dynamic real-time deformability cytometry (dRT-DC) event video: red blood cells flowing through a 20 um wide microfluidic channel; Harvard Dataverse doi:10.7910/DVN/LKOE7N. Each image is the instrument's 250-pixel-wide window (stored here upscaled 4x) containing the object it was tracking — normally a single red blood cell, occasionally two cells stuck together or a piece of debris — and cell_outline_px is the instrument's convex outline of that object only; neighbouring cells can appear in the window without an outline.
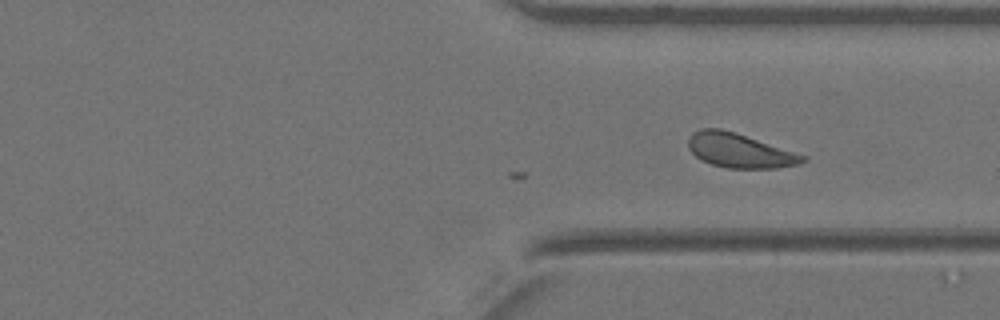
{"species": "Egyptian fruit bat (a non-hibernating species)", "species_latin": "Rousettus aegyptiacus", "temperature_condition": "warm", "stored_images_in_passage": 26, "camera_frame_rate_fps": 3000, "um_per_image_px": 0.085, "animal": {"sex": "female"}, "frame": {"image": 1, "passage_image": 26, "time_ms": 8.333, "image_size_px": [1000, 320], "cell_outline_px": [[808, 160], [800, 164], [776, 168], [728, 168], [712, 164], [700, 160], [688, 148], [688, 136], [692, 132], [700, 128], [720, 128], [736, 132], [808, 156]], "centroid_in_image_um": [62.87, 12.79], "position_along_channel_um": 348.5, "area_um2": 23.18}}